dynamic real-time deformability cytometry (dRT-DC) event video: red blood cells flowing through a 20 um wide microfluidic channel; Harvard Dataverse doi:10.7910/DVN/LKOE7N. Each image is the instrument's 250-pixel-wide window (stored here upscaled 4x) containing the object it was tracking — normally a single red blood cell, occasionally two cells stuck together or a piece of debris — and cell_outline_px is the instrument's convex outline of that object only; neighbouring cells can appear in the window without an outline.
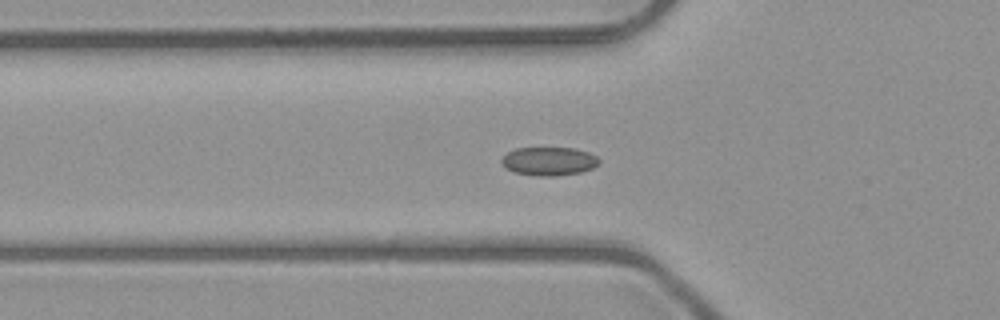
{"species": "common noctule bat (a hibernating species)", "species_latin": "Nyctalus noctula", "temperature_condition": "room temperature", "stored_images_in_passage": 49, "camera_frame_rate_fps": 3000, "um_per_image_px": 0.085, "animal": {"sex": "male", "body_mass_g": 23.1, "forearm_length_mm": 52.7}, "frame": {"image": 1, "passage_image": 18, "time_ms": 5.667, "image_size_px": [1000, 320], "cell_outline_px": [[600, 164], [592, 168], [580, 172], [556, 176], [540, 176], [516, 172], [504, 168], [500, 160], [508, 152], [516, 148], [572, 148], [588, 152], [596, 156], [600, 160]], "centroid_in_image_um": [46.66, 13.7], "position_along_channel_um": 79.1, "area_um2": 16.13}}
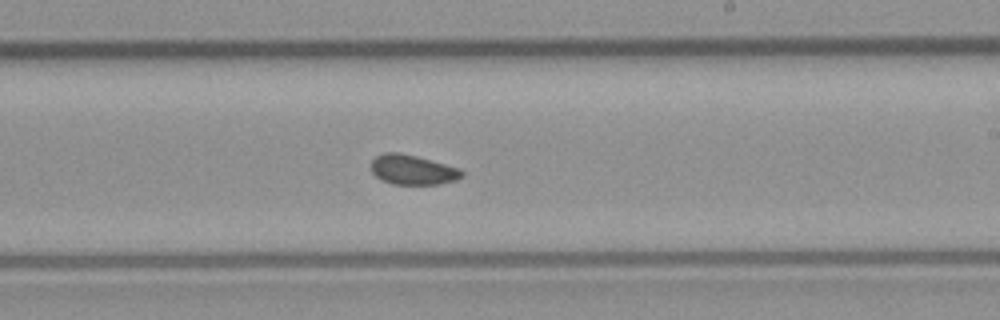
{"frame": {"image": 2, "passage_image": 31, "time_ms": 10.0, "image_size_px": [1000, 320], "cell_outline_px": [[464, 176], [456, 180], [440, 184], [392, 184], [380, 180], [372, 172], [372, 160], [376, 156], [384, 152], [400, 152], [416, 156], [460, 168], [464, 172]], "centroid_in_image_um": [35.08, 14.43], "position_along_channel_um": 253.9, "area_um2": 15.84}}
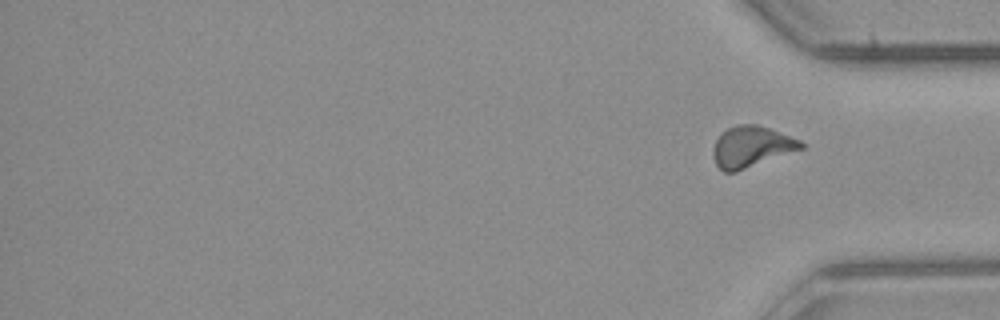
{"frame": {"image": 3, "passage_image": 49, "time_ms": 16.0, "image_size_px": [1000, 320], "cell_outline_px": [[804, 148], [736, 172], [724, 172], [716, 164], [712, 156], [712, 148], [720, 132], [736, 124], [756, 124], [768, 128], [800, 140], [804, 144]], "centroid_in_image_um": [63.82, 12.47], "position_along_channel_um": 371.4, "area_um2": 21.04}, "authors_computed_cell_mechanics": {"area_um2": 16.1262, "velocity_mm_per_s": 4.0077, "shape_relaxation_time_tau1_ms": 3.3579, "shape_relaxation_time_tau2_ms": 2.3297, "deformation_change_tau1": 0.0367, "deformation_change_tau2": 0.0611}}